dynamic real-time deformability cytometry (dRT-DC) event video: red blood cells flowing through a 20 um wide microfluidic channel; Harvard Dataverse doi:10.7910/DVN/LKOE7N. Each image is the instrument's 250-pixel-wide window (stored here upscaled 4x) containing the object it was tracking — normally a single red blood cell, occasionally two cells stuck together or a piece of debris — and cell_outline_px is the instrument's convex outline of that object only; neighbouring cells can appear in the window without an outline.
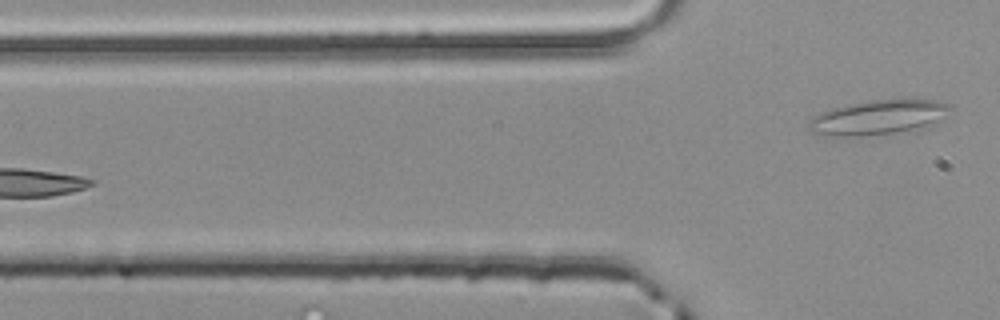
{"species": "common noctule bat (a hibernating species)", "species_latin": "Nyctalus noctula", "temperature_condition": "room temperature", "stored_images_in_passage": 4, "camera_frame_rate_fps": 3000, "um_per_image_px": 0.085, "animal": {"sex": "male", "body_mass_g": 20.4}, "frame": {"image": 1, "passage_image": 4, "time_ms": 1.0, "image_size_px": [1000, 320], "cell_outline_px": [[952, 104], [936, 124], [928, 128], [916, 132], [860, 136], [824, 136], [808, 132], [808, 124], [820, 112], [832, 108], [872, 100], [936, 100]], "centroid_in_image_um": [74.68, 10.02], "position_along_channel_um": 51.1, "area_um2": 28.96}}